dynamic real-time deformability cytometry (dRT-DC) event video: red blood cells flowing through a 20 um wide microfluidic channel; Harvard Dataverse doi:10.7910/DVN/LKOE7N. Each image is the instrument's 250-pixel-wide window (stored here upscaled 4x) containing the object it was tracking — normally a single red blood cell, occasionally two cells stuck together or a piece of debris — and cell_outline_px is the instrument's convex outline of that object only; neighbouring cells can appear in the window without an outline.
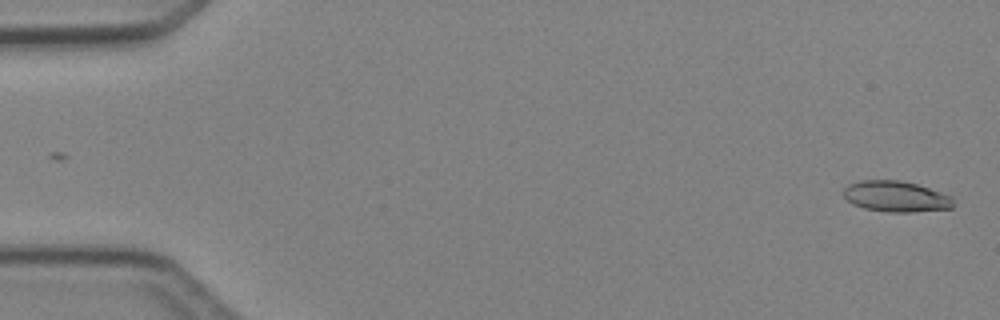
{"species": "Egyptian fruit bat (a non-hibernating species)", "species_latin": "Rousettus aegyptiacus", "temperature_condition": "cold", "stored_images_in_passage": 5, "camera_frame_rate_fps": 3000, "um_per_image_px": 0.085, "animal": {"sex": "female"}, "frame": {"image": 1, "passage_image": 1, "time_ms": 0.0, "image_size_px": [1000, 320], "cell_outline_px": [[956, 204], [952, 208], [912, 212], [888, 212], [864, 208], [852, 204], [844, 196], [844, 188], [848, 184], [860, 180], [900, 180], [916, 184], [952, 196]], "centroid_in_image_um": [76.17, 16.7], "position_along_channel_um": 8.8, "area_um2": 19.83}}
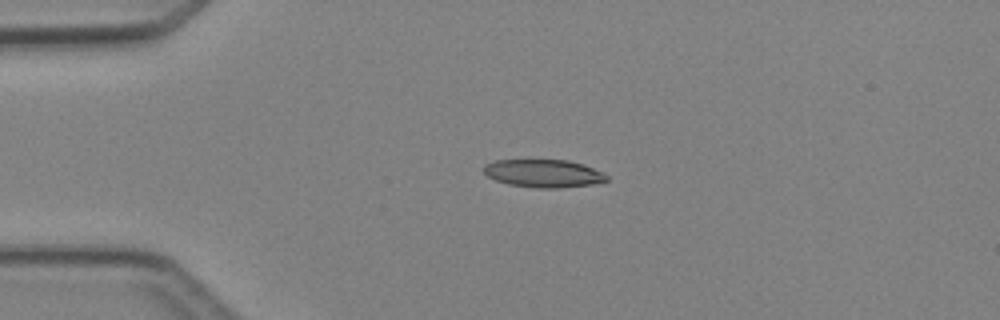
{"frame": {"image": 2, "passage_image": 4, "time_ms": 3.333, "image_size_px": [1000, 320], "cell_outline_px": [[608, 180], [592, 184], [560, 188], [540, 188], [508, 184], [496, 180], [488, 176], [480, 168], [484, 164], [496, 160], [568, 160], [584, 164], [604, 172], [608, 176]], "centroid_in_image_um": [46.2, 14.73], "position_along_channel_um": 38.8, "area_um2": 20.11}}